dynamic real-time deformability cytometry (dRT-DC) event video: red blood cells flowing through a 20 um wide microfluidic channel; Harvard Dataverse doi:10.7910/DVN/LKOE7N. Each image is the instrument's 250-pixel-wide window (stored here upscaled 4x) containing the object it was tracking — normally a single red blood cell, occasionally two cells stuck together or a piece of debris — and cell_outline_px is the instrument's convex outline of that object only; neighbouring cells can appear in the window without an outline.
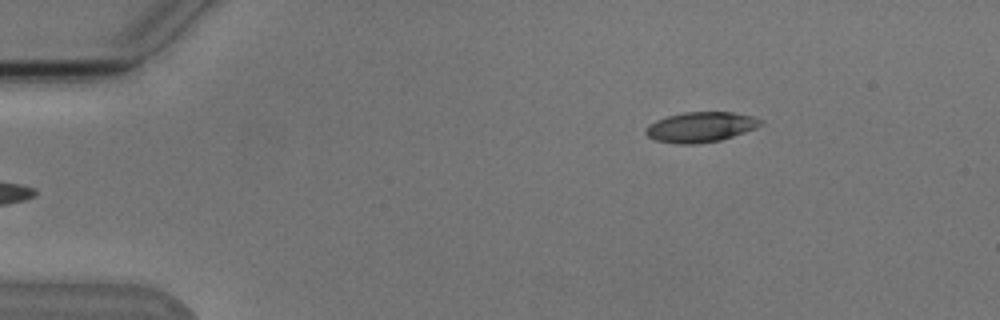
{"species": "Egyptian fruit bat (a non-hibernating species)", "species_latin": "Rousettus aegyptiacus", "temperature_condition": "cold", "stored_images_in_passage": 3, "camera_frame_rate_fps": 3000, "um_per_image_px": 0.085, "animal": {"sex": "male"}, "frame": {"image": 1, "passage_image": 3, "time_ms": 2.333, "image_size_px": [1000, 320], "cell_outline_px": [[764, 124], [756, 128], [720, 140], [692, 144], [680, 144], [656, 140], [648, 136], [644, 132], [648, 124], [656, 120], [668, 116], [684, 112], [732, 112], [752, 116], [764, 120]], "centroid_in_image_um": [59.57, 10.79], "position_along_channel_um": 25.4, "area_um2": 20.11}}